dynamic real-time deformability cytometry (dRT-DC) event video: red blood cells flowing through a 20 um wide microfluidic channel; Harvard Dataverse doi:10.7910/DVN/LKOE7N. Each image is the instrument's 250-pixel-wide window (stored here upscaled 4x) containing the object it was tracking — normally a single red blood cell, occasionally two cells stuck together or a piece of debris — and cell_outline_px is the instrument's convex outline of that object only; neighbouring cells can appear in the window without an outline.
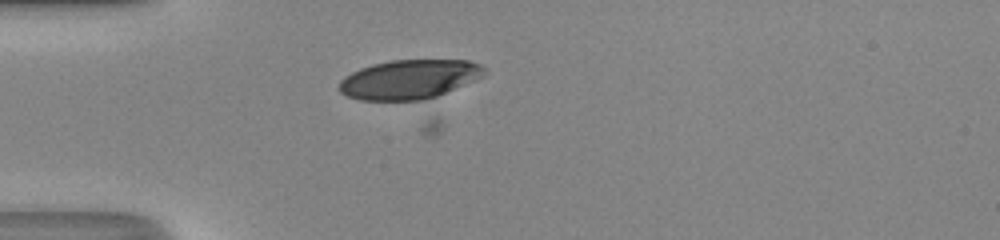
{"species": "human", "species_latin": "Homo sapiens", "temperature_condition": "room temperature", "stored_images_in_passage": 22, "camera_frame_rate_fps": 3000, "um_per_image_px": 0.085, "donor": {"sex": "male"}, "frame": {"image": 1, "passage_image": 16, "time_ms": 5.0, "image_size_px": [1000, 240], "cell_outline_px": [[488, 72], [484, 76], [476, 80], [436, 96], [424, 100], [360, 100], [348, 96], [340, 92], [340, 80], [344, 76], [360, 68], [372, 64], [392, 60], [468, 60], [480, 64]], "centroid_in_image_um": [34.81, 6.74], "position_along_channel_um": 50.2, "area_um2": 33.23}}